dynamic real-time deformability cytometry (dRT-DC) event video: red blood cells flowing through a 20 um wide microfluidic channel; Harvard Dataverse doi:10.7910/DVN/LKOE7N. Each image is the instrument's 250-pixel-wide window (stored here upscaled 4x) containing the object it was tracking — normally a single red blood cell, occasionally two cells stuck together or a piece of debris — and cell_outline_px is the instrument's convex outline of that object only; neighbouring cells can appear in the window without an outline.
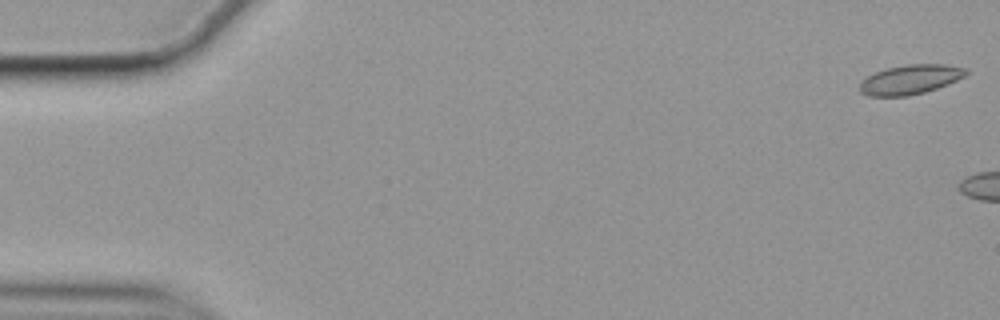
{"species": "common noctule bat (a hibernating species)", "species_latin": "Nyctalus noctula", "temperature_condition": "cold", "stored_images_in_passage": 16, "camera_frame_rate_fps": 3000, "um_per_image_px": 0.085, "animal": {"sex": "female", "body_mass_g": 19.9}, "frame": {"image": 1, "passage_image": 1, "time_ms": 0.0, "image_size_px": [1000, 320], "cell_outline_px": [[968, 72], [964, 76], [948, 84], [924, 92], [908, 96], [868, 96], [860, 92], [860, 80], [876, 72], [888, 68], [908, 64], [944, 64], [968, 68]], "centroid_in_image_um": [77.37, 6.76], "position_along_channel_um": 7.6, "area_um2": 18.21}}